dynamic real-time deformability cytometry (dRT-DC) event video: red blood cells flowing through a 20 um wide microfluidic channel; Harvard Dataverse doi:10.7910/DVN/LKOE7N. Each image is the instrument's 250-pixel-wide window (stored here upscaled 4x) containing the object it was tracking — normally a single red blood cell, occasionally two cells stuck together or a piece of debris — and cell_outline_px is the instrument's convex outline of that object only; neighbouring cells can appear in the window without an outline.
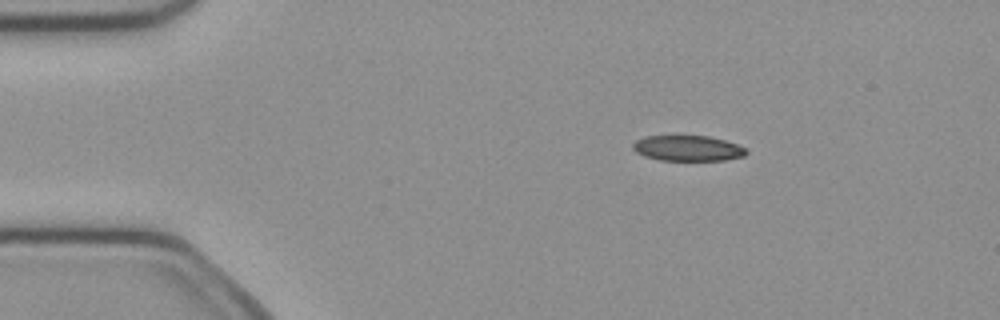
{"species": "common noctule bat (a hibernating species)", "species_latin": "Nyctalus noctula", "temperature_condition": "cold", "stored_images_in_passage": 43, "camera_frame_rate_fps": 3000, "um_per_image_px": 0.085, "animal": {"sex": "female", "body_mass_g": 21.9}, "frame": {"image": 1, "passage_image": 1, "time_ms": 0.0, "image_size_px": [1000, 320], "cell_outline_px": [[748, 152], [744, 156], [724, 160], [660, 160], [644, 156], [636, 152], [632, 148], [632, 144], [636, 140], [644, 136], [708, 136], [724, 140], [748, 148]], "centroid_in_image_um": [58.46, 12.6], "position_along_channel_um": 26.5, "area_um2": 16.88}}
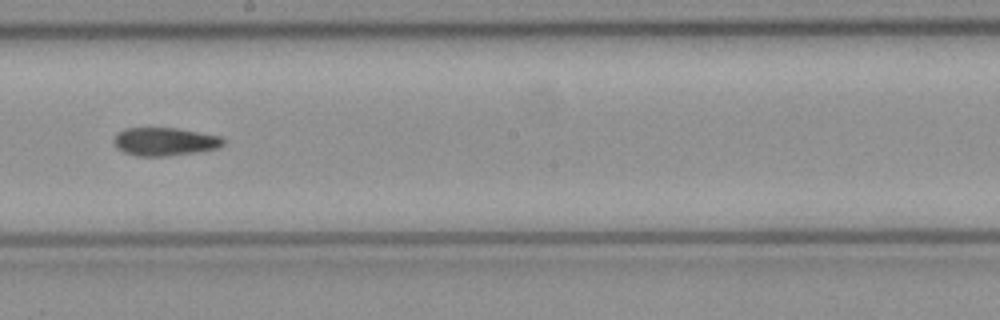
{"frame": {"image": 2, "passage_image": 21, "time_ms": 6.667, "image_size_px": [1000, 320], "cell_outline_px": [[224, 144], [220, 148], [196, 152], [168, 156], [136, 156], [124, 152], [116, 148], [112, 140], [116, 132], [124, 128], [176, 128], [220, 136], [224, 140]], "centroid_in_image_um": [13.96, 12.04], "position_along_channel_um": 234.2, "area_um2": 18.15}}
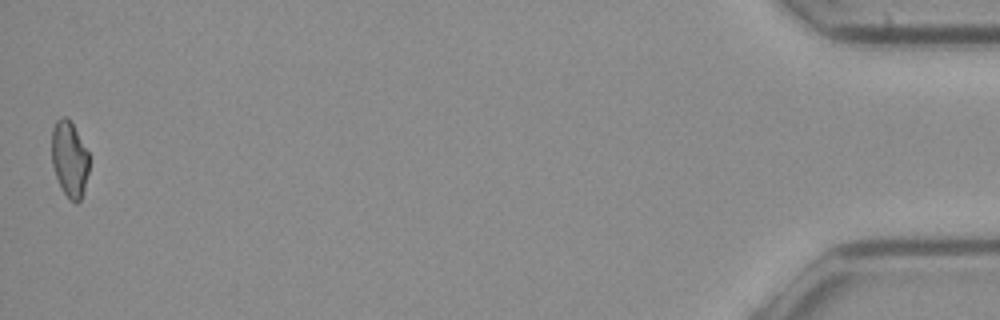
{"frame": {"image": 3, "passage_image": 43, "time_ms": 14.0, "image_size_px": [1000, 320], "cell_outline_px": [[88, 172], [84, 188], [80, 200], [76, 204], [68, 200], [56, 176], [52, 164], [52, 128], [56, 120], [60, 116], [64, 116], [72, 124], [88, 152]], "centroid_in_image_um": [5.89, 13.53], "position_along_channel_um": 429.3, "area_um2": 16.3}, "authors_computed_cell_mechanics": {"area_um2": 18.0914, "velocity_mm_per_s": 4.0258, "shape_relaxation_time_tau1_ms": null, "shape_relaxation_time_tau2_ms": 2.9626, "deformation_change_tau1": null, "deformation_change_tau2": 0.0915}}